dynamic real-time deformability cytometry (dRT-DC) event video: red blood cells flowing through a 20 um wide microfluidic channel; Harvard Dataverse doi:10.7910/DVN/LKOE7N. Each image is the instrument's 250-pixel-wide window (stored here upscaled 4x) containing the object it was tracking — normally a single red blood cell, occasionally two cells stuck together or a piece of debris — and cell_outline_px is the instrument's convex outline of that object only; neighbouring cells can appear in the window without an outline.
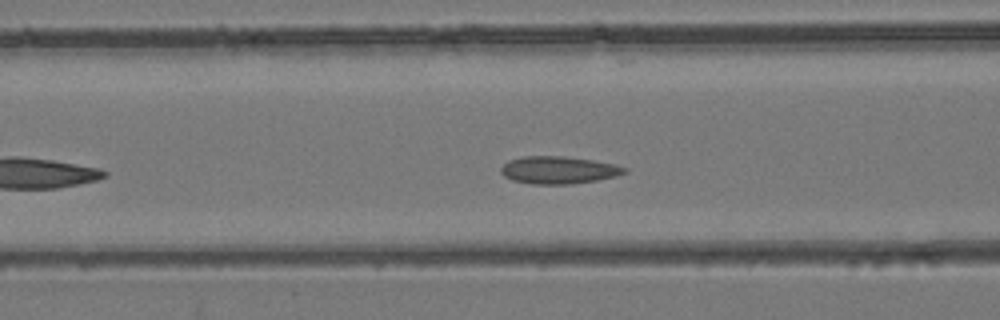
{"species": "common noctule bat (a hibernating species)", "species_latin": "Nyctalus noctula", "temperature_condition": "room temperature", "stored_images_in_passage": 25, "camera_frame_rate_fps": 3000, "um_per_image_px": 0.085, "animal": {"sex": "female", "body_mass_g": 24.6, "forearm_length_mm": 56.2}, "frame": {"image": 1, "passage_image": 8, "time_ms": 2.333, "image_size_px": [1000, 320], "cell_outline_px": [[628, 172], [616, 176], [596, 180], [572, 184], [532, 184], [512, 180], [504, 176], [500, 172], [500, 168], [508, 160], [524, 156], [564, 156], [592, 160], [616, 164], [628, 168]], "centroid_in_image_um": [47.48, 14.45], "position_along_channel_um": 119.1, "area_um2": 19.88}}
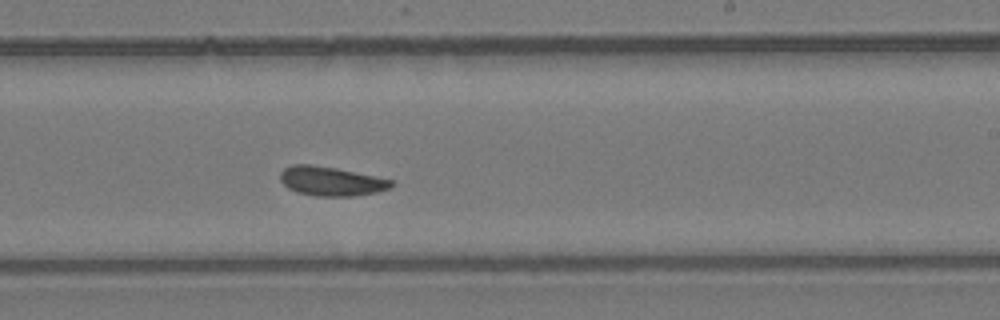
{"frame": {"image": 2, "passage_image": 17, "time_ms": 5.333, "image_size_px": [1000, 320], "cell_outline_px": [[396, 184], [388, 188], [376, 192], [352, 196], [316, 196], [296, 192], [288, 188], [280, 180], [280, 172], [284, 168], [292, 164], [308, 164], [336, 168], [392, 180]], "centroid_in_image_um": [28.11, 15.4], "position_along_channel_um": 260.9, "area_um2": 18.79}}
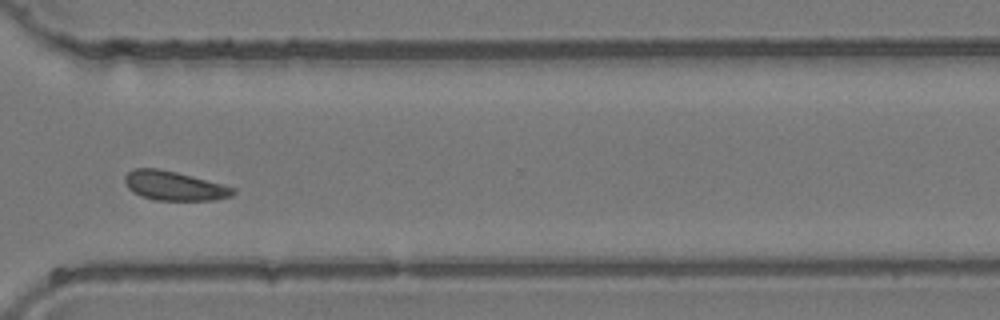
{"frame": {"image": 3, "passage_image": 23, "time_ms": 7.333, "image_size_px": [1000, 320], "cell_outline_px": [[236, 192], [232, 196], [216, 200], [156, 200], [140, 196], [132, 192], [128, 188], [124, 180], [124, 176], [128, 172], [136, 168], [156, 168], [176, 172], [236, 188]], "centroid_in_image_um": [14.8, 15.8], "position_along_channel_um": 355.8, "area_um2": 18.38}}